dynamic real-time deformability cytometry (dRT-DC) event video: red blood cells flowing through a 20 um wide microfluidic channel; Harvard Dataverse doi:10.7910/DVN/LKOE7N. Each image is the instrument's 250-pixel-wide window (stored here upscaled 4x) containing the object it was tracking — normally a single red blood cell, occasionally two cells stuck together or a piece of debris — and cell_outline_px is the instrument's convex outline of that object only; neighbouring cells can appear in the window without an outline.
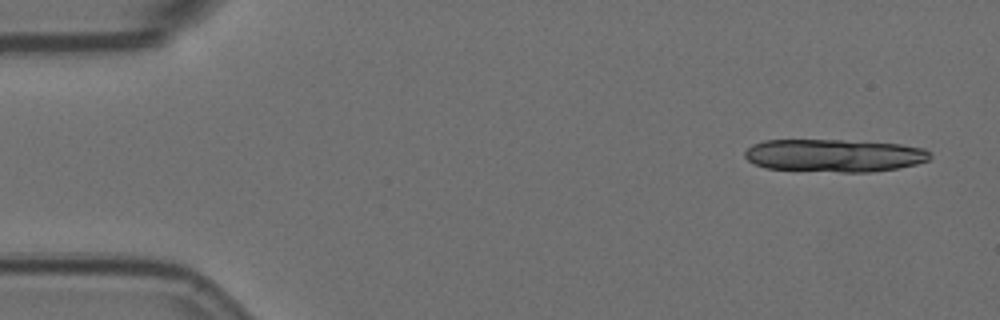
{"species": "Egyptian fruit bat (a non-hibernating species)", "species_latin": "Rousettus aegyptiacus", "temperature_condition": "room temperature", "stored_images_in_passage": 2, "camera_frame_rate_fps": 3000, "um_per_image_px": 0.085, "animal": {"sex": "female"}, "frame": {"image": 1, "passage_image": 2, "time_ms": 0.333, "image_size_px": [1000, 320], "cell_outline_px": [[932, 156], [928, 160], [916, 164], [900, 168], [872, 172], [840, 172], [768, 168], [756, 164], [748, 160], [744, 156], [744, 152], [752, 144], [764, 140], [844, 140], [900, 144], [924, 148], [932, 152]], "centroid_in_image_um": [70.95, 13.21], "position_along_channel_um": 14.0, "area_um2": 35.49}}